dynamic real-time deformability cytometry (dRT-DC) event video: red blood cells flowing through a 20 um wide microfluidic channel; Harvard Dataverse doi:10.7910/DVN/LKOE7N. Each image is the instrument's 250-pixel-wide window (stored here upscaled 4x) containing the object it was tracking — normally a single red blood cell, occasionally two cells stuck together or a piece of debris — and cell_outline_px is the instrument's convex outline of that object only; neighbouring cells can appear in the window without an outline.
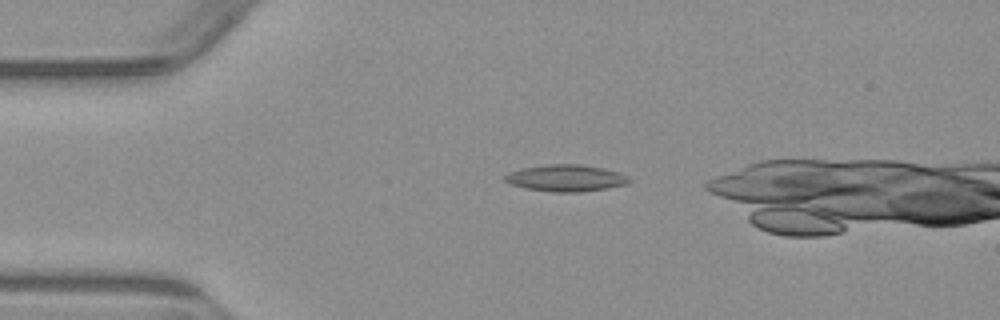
{"species": "common noctule bat (a hibernating species)", "species_latin": "Nyctalus noctula", "temperature_condition": "warm", "stored_images_in_passage": 2, "camera_frame_rate_fps": 3000, "um_per_image_px": 0.085, "animal": {"sex": "male", "body_mass_g": 23.1, "forearm_length_mm": 52.7}, "frame": {"image": 1, "passage_image": 1, "time_ms": 0.0, "image_size_px": [1000, 320], "cell_outline_px": [[632, 180], [628, 184], [608, 188], [580, 192], [552, 192], [524, 188], [512, 184], [504, 180], [504, 176], [508, 172], [520, 168], [548, 164], [580, 164], [620, 172], [628, 176]], "centroid_in_image_um": [48.11, 15.14], "position_along_channel_um": 36.9, "area_um2": 19.48}}